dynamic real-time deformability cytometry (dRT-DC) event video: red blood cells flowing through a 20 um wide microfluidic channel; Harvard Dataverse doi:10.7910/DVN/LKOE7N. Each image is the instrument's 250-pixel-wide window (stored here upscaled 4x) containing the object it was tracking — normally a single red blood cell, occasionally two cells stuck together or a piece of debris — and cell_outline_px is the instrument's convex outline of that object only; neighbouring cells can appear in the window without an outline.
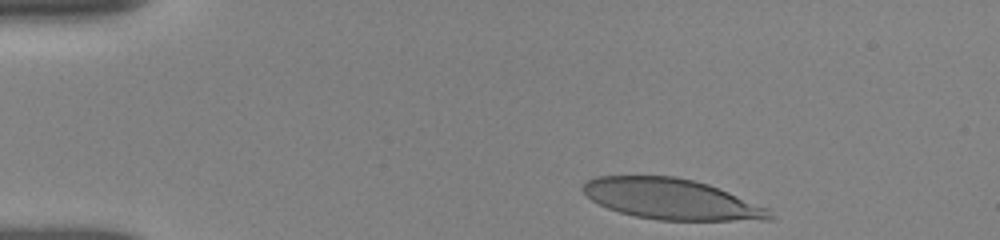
{"species": "human", "species_latin": "Homo sapiens", "temperature_condition": "room temperature", "stored_images_in_passage": 25, "camera_frame_rate_fps": 3000, "um_per_image_px": 0.085, "donor": {"sex": "female"}, "frame": {"image": 1, "passage_image": 2, "time_ms": 0.333, "image_size_px": [1000, 240], "cell_outline_px": [[776, 216], [772, 220], [660, 220], [636, 216], [620, 212], [608, 208], [592, 200], [580, 188], [588, 180], [596, 176], [676, 176], [708, 184], [768, 208]], "centroid_in_image_um": [57.09, 16.92], "position_along_channel_um": 27.9, "area_um2": 43.99}}
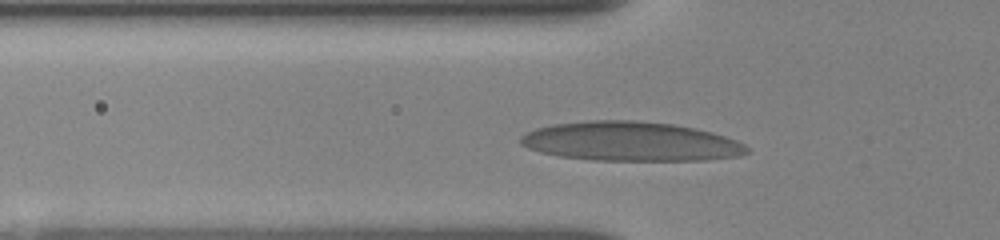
{"frame": {"image": 2, "passage_image": 15, "time_ms": 3.333, "image_size_px": [1000, 240], "cell_outline_px": [[748, 152], [740, 156], [704, 160], [592, 160], [560, 156], [540, 152], [528, 148], [520, 144], [520, 136], [536, 128], [552, 124], [584, 120], [636, 120], [672, 124], [712, 132], [736, 140], [744, 144], [748, 148]], "centroid_in_image_um": [53.58, 12.02], "position_along_channel_um": 72.2, "area_um2": 51.85}}
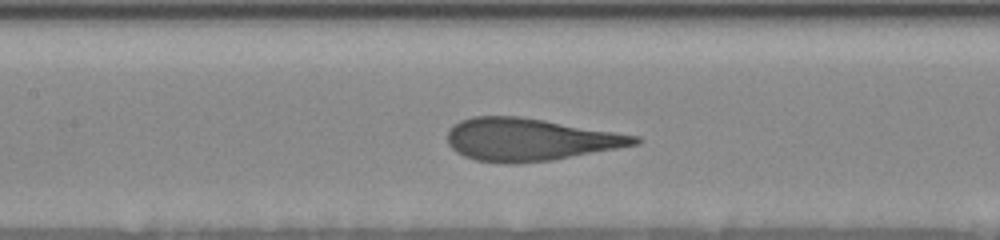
{"frame": {"image": 3, "passage_image": 22, "time_ms": 5.667, "image_size_px": [1000, 240], "cell_outline_px": [[644, 140], [640, 144], [552, 160], [512, 164], [500, 164], [476, 160], [464, 156], [456, 152], [448, 144], [448, 132], [460, 120], [472, 116], [520, 116], [640, 136]], "centroid_in_image_um": [45.04, 11.87], "position_along_channel_um": 162.4, "area_um2": 46.41}}